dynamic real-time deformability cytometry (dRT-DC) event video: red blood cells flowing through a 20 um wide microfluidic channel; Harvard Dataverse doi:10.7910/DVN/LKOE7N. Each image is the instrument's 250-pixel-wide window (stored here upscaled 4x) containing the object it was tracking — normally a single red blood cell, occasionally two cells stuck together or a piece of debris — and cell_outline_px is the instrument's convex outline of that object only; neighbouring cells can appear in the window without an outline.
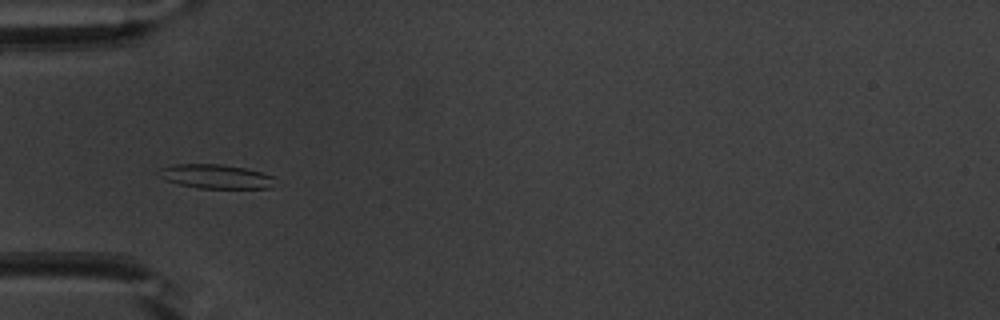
{"species": "common noctule bat (a hibernating species)", "species_latin": "Nyctalus noctula", "temperature_condition": "warm", "stored_images_in_passage": 7, "camera_frame_rate_fps": 3000, "um_per_image_px": 0.085, "animal": {"sex": "male", "body_mass_g": 20.1, "forearm_length_mm": 53.5}, "frame": {"image": 1, "passage_image": 2, "time_ms": 0.333, "image_size_px": [1000, 320], "cell_outline_px": [[276, 176], [272, 188], [200, 188], [180, 184], [164, 180], [156, 176], [160, 168], [176, 164], [220, 164], [244, 168]], "centroid_in_image_um": [18.33, 15.0], "position_along_channel_um": 66.7, "area_um2": 16.42}}